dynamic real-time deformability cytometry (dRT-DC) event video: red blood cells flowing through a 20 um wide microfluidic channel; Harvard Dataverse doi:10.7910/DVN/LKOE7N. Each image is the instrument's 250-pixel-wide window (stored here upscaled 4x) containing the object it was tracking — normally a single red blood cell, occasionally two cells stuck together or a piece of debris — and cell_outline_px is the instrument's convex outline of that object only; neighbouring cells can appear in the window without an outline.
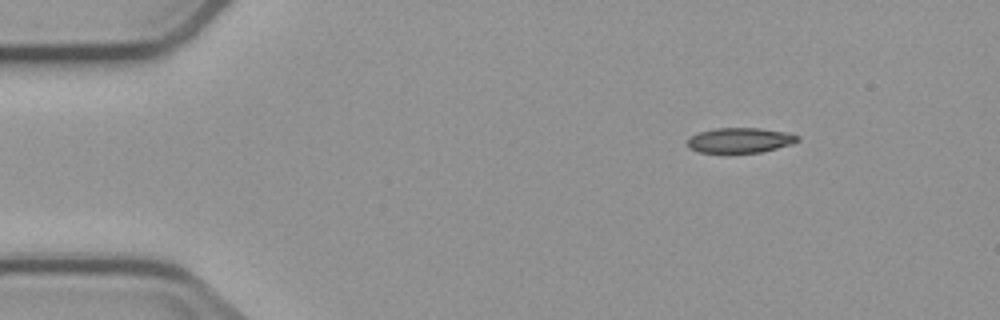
{"species": "common noctule bat (a hibernating species)", "species_latin": "Nyctalus noctula", "temperature_condition": "cold", "stored_images_in_passage": 3, "camera_frame_rate_fps": 3000, "um_per_image_px": 0.085, "animal": {"sex": "male", "body_mass_g": 23.1, "forearm_length_mm": 52.7}, "frame": {"image": 1, "passage_image": 1, "time_ms": 0.0, "image_size_px": [1000, 320], "cell_outline_px": [[800, 140], [792, 144], [760, 152], [700, 152], [688, 148], [688, 140], [692, 136], [700, 132], [716, 128], [760, 128], [788, 132], [800, 136]], "centroid_in_image_um": [62.95, 11.91], "position_along_channel_um": 22.1, "area_um2": 15.95}}